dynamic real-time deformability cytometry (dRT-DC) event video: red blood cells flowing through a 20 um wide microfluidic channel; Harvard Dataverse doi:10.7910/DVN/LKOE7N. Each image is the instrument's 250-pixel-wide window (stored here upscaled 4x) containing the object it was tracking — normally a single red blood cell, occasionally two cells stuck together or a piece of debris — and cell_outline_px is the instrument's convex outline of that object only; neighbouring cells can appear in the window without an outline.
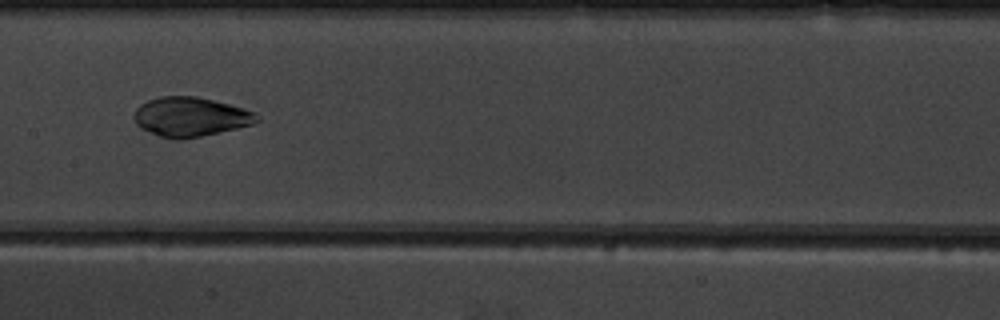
{"species": "common noctule bat (a hibernating species)", "species_latin": "Nyctalus noctula", "temperature_condition": "warm", "stored_images_in_passage": 53, "camera_frame_rate_fps": 3000, "um_per_image_px": 0.085, "animal": {"sex": "male", "body_mass_g": 19.5, "forearm_length_mm": 54.6}, "frame": {"image": 1, "passage_image": 28, "time_ms": 9.0, "image_size_px": [1000, 320], "cell_outline_px": [[260, 120], [252, 124], [236, 128], [200, 136], [180, 140], [172, 140], [160, 136], [140, 128], [136, 124], [132, 116], [136, 108], [140, 104], [148, 100], [160, 96], [196, 96], [244, 108], [256, 112], [260, 116]], "centroid_in_image_um": [16.16, 9.93], "position_along_channel_um": 191.2, "area_um2": 28.26}}
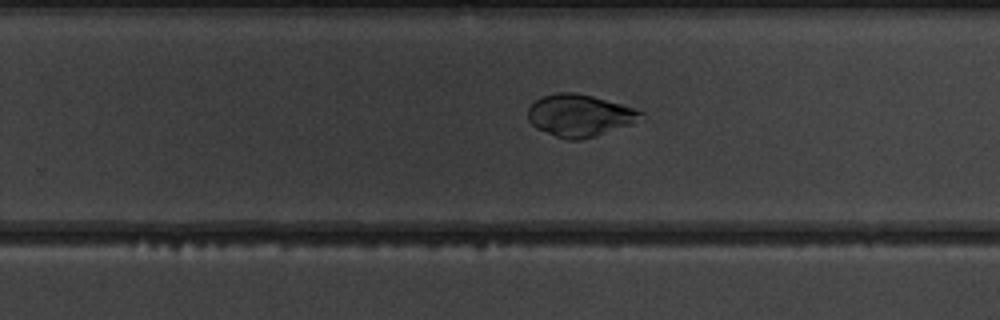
{"frame": {"image": 2, "passage_image": 35, "time_ms": 11.333, "image_size_px": [1000, 320], "cell_outline_px": [[644, 112], [632, 124], [596, 136], [580, 140], [568, 140], [556, 136], [536, 128], [528, 120], [528, 108], [536, 100], [544, 96], [556, 92], [576, 92], [592, 96], [620, 104]], "centroid_in_image_um": [49.23, 9.82], "position_along_channel_um": 280.6, "area_um2": 27.4}}
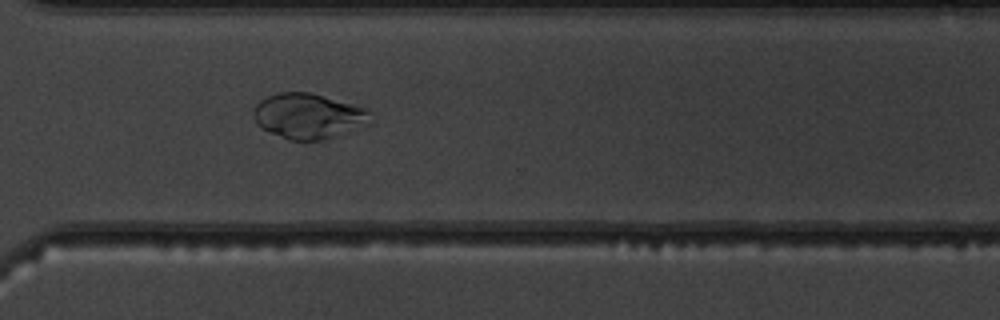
{"frame": {"image": 3, "passage_image": 40, "time_ms": 13.0, "image_size_px": [1000, 320], "cell_outline_px": [[372, 124], [328, 140], [292, 140], [260, 128], [256, 124], [252, 116], [252, 112], [256, 104], [260, 100], [268, 96], [280, 92], [312, 92], [368, 108], [372, 112]], "centroid_in_image_um": [26.29, 9.87], "position_along_channel_um": 344.3, "area_um2": 31.67}}